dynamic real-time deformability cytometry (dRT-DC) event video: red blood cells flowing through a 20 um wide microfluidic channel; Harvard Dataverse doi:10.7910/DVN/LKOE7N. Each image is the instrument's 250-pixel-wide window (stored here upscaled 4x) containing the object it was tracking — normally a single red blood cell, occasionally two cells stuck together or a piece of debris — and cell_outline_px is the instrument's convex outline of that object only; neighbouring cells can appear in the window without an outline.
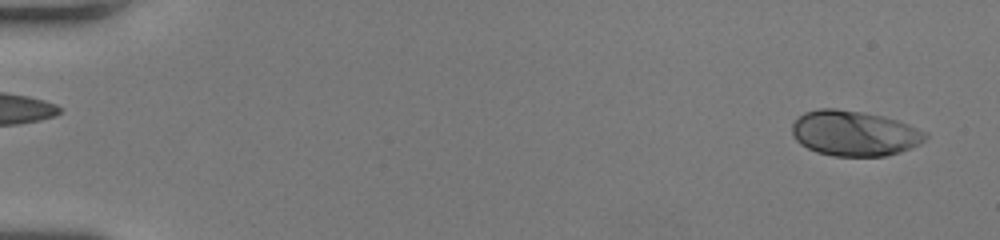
{"species": "human", "species_latin": "Homo sapiens", "temperature_condition": "room temperature", "stored_images_in_passage": 15, "camera_frame_rate_fps": 3000, "um_per_image_px": 0.085, "donor": {"sex": "female"}, "frame": {"image": 1, "passage_image": 2, "time_ms": 0.333, "image_size_px": [1000, 240], "cell_outline_px": [[928, 136], [920, 144], [900, 152], [884, 156], [832, 156], [816, 152], [800, 144], [796, 140], [792, 132], [792, 124], [804, 112], [820, 108], [836, 108], [864, 112], [884, 116], [908, 124], [928, 132]], "centroid_in_image_um": [72.63, 11.33], "position_along_channel_um": 12.4, "area_um2": 35.37}}